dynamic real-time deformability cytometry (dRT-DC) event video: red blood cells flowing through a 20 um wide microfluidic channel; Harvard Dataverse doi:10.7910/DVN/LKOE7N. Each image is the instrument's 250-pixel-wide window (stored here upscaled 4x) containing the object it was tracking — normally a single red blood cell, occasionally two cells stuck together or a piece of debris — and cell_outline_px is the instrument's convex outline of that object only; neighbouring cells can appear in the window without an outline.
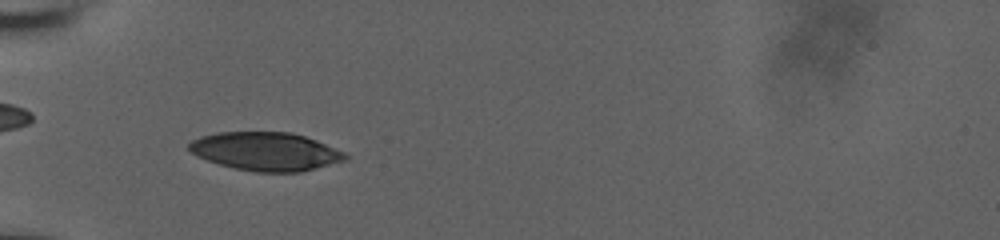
{"species": "human", "species_latin": "Homo sapiens", "temperature_condition": "room temperature", "stored_images_in_passage": 55, "camera_frame_rate_fps": 3000, "um_per_image_px": 0.085, "donor": {"sex": "male"}, "frame": {"image": 1, "passage_image": 20, "time_ms": 6.333, "image_size_px": [1000, 240], "cell_outline_px": [[348, 160], [300, 172], [256, 172], [236, 168], [220, 164], [196, 156], [188, 148], [188, 144], [192, 140], [200, 136], [216, 132], [292, 132], [316, 140], [344, 152], [348, 156]], "centroid_in_image_um": [22.59, 12.86], "position_along_channel_um": 62.4, "area_um2": 34.91}}
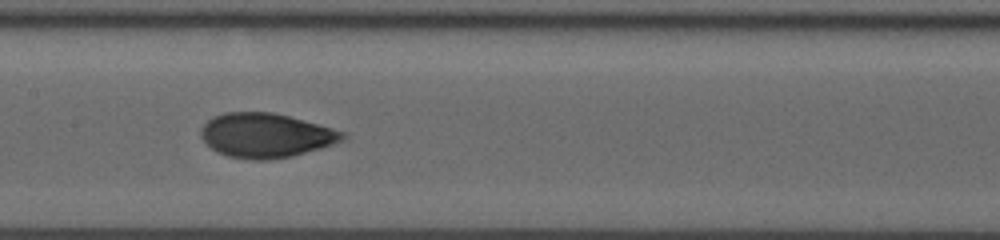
{"frame": {"image": 2, "passage_image": 30, "time_ms": 9.667, "image_size_px": [1000, 240], "cell_outline_px": [[348, 136], [344, 140], [320, 148], [292, 156], [268, 160], [252, 160], [228, 156], [216, 152], [200, 136], [200, 128], [208, 120], [224, 112], [272, 112], [288, 116], [344, 132]], "centroid_in_image_um": [22.57, 11.51], "position_along_channel_um": 184.8, "area_um2": 36.36}}
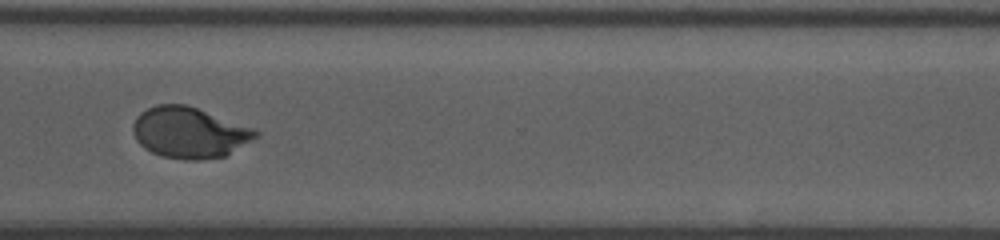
{"frame": {"image": 3, "passage_image": 43, "time_ms": 14.0, "image_size_px": [1000, 240], "cell_outline_px": [[260, 136], [224, 156], [200, 160], [184, 160], [160, 156], [144, 148], [136, 140], [132, 132], [132, 124], [136, 116], [140, 112], [156, 104], [184, 104], [256, 128], [260, 132]], "centroid_in_image_um": [16.09, 11.27], "position_along_channel_um": 354.5, "area_um2": 36.7}, "authors_computed_cell_mechanics": {"area_um2": 35.7782, "velocity_mm_per_s": 3.9333, "shape_relaxation_time_tau1_ms": 4.5532, "shape_relaxation_time_tau2_ms": null, "deformation_change_tau1": 0.188, "deformation_change_tau2": null}}